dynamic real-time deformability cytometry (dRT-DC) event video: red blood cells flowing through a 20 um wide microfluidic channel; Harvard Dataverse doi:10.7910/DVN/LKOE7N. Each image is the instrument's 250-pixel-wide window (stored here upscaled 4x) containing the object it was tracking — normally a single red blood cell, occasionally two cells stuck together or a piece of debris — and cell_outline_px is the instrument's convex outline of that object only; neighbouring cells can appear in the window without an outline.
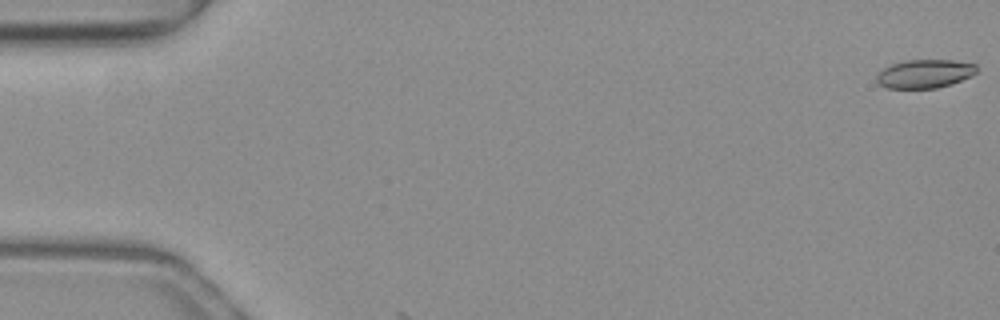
{"species": "common noctule bat (a hibernating species)", "species_latin": "Nyctalus noctula", "temperature_condition": "warm", "stored_images_in_passage": 4, "camera_frame_rate_fps": 3000, "um_per_image_px": 0.085, "animal": {"sex": "female", "body_mass_g": 19.3, "forearm_length_mm": 54.1}, "frame": {"image": 1, "passage_image": 1, "time_ms": 0.0, "image_size_px": [1000, 320], "cell_outline_px": [[976, 72], [972, 76], [936, 88], [884, 88], [876, 80], [876, 76], [884, 68], [892, 64], [904, 60], [952, 60], [976, 64]], "centroid_in_image_um": [78.58, 6.26], "position_along_channel_um": 6.4, "area_um2": 16.47}}